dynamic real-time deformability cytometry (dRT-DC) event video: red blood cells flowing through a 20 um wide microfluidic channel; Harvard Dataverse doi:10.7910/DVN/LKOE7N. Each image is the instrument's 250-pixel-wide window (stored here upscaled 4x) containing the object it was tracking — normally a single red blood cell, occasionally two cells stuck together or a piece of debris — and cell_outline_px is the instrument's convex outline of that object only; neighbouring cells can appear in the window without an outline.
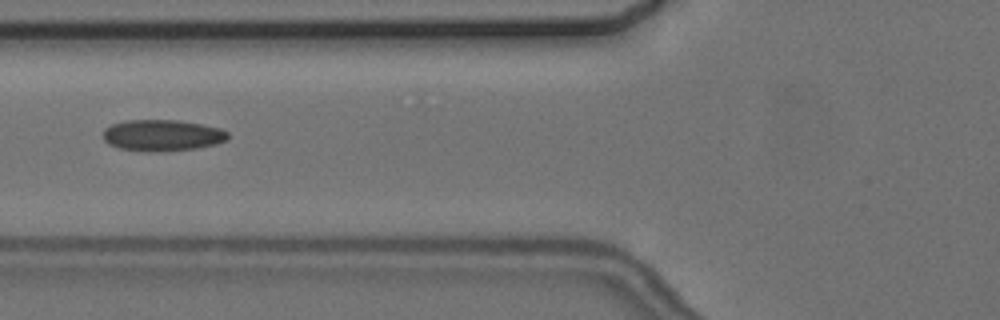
{"species": "common noctule bat (a hibernating species)", "species_latin": "Nyctalus noctula", "temperature_condition": "cold", "stored_images_in_passage": 5, "camera_frame_rate_fps": 3000, "um_per_image_px": 0.085, "animal": {"sex": "female", "body_mass_g": 24.6, "forearm_length_mm": 56.2}, "frame": {"image": 1, "passage_image": 5, "time_ms": 5.333, "image_size_px": [1000, 320], "cell_outline_px": [[228, 140], [216, 144], [196, 148], [156, 152], [144, 152], [116, 148], [108, 144], [104, 140], [104, 128], [112, 124], [128, 120], [176, 120], [200, 124], [220, 128], [228, 132]], "centroid_in_image_um": [13.77, 11.51], "position_along_channel_um": 112.0, "area_um2": 22.95}}